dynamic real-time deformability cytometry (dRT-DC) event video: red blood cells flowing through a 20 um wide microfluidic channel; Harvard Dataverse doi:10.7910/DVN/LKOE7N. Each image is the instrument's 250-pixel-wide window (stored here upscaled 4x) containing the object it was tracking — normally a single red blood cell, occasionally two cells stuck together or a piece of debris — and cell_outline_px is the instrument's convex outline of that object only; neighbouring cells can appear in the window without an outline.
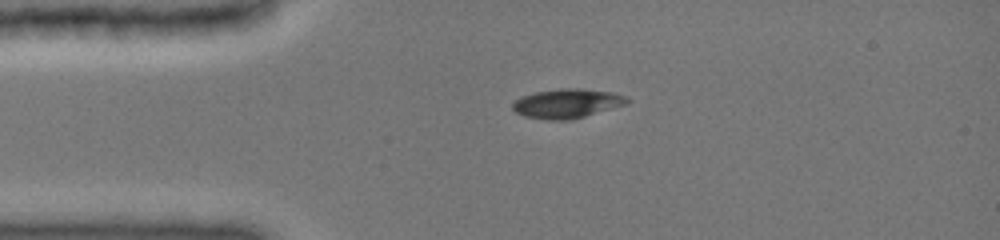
{"species": "common noctule bat (a hibernating species)", "species_latin": "Nyctalus noctula", "temperature_condition": "cold", "stored_images_in_passage": 27, "camera_frame_rate_fps": 3000, "um_per_image_px": 0.085, "animal": {"sex": "female", "body_mass_g": 19.0, "forearm_length_mm": 51.5}, "frame": {"image": 1, "passage_image": 1, "time_ms": 0.0, "image_size_px": [1000, 240], "cell_outline_px": [[632, 100], [628, 104], [572, 120], [548, 120], [524, 116], [516, 112], [512, 108], [512, 104], [516, 100], [524, 96], [536, 92], [560, 88], [584, 88], [612, 92], [628, 96]], "centroid_in_image_um": [48.28, 8.79], "position_along_channel_um": 36.7, "area_um2": 19.77}}
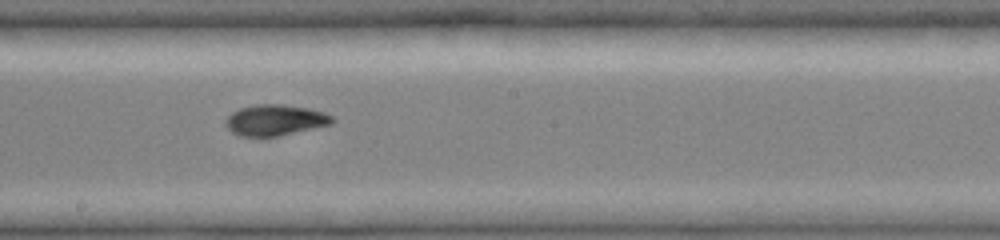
{"frame": {"image": 2, "passage_image": 15, "time_ms": 5.333, "image_size_px": [1000, 240], "cell_outline_px": [[336, 120], [332, 124], [280, 136], [240, 136], [232, 132], [224, 124], [224, 120], [232, 112], [240, 108], [256, 104], [280, 104], [308, 108], [324, 112], [332, 116]], "centroid_in_image_um": [23.39, 10.21], "position_along_channel_um": 224.8, "area_um2": 19.31}}
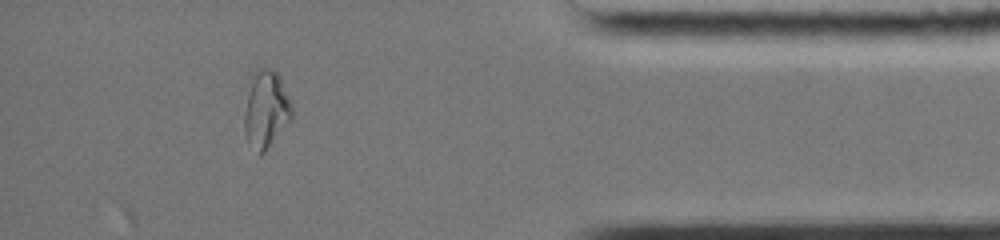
{"frame": {"image": 3, "passage_image": 27, "time_ms": 10.667, "image_size_px": [1000, 240], "cell_outline_px": [[292, 120], [264, 152], [260, 156], [248, 140], [244, 132], [244, 112], [248, 80], [252, 72], [256, 68], [272, 68], [280, 76], [288, 96], [292, 108]], "centroid_in_image_um": [22.59, 9.24], "position_along_channel_um": 412.6, "area_um2": 21.79}, "authors_computed_cell_mechanics": {"area_um2": 19.5942, "velocity_mm_per_s": 3.9731, "shape_relaxation_time_tau1_ms": null, "shape_relaxation_time_tau2_ms": 1.4531, "deformation_change_tau1": null, "deformation_change_tau2": 0.0463}}